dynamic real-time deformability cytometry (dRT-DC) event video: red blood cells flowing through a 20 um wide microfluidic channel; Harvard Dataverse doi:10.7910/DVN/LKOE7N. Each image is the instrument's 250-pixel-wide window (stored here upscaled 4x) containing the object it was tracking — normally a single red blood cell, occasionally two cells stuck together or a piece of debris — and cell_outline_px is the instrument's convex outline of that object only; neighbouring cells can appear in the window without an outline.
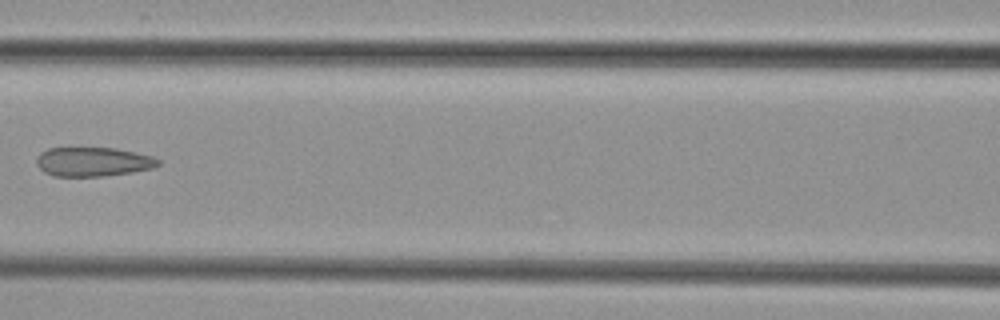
{"species": "common noctule bat (a hibernating species)", "species_latin": "Nyctalus noctula", "temperature_condition": "cold", "stored_images_in_passage": 7, "camera_frame_rate_fps": 3000, "um_per_image_px": 0.085, "animal": {"sex": "female", "body_mass_g": 29.2, "forearm_length_mm": 56.3}, "frame": {"image": 1, "passage_image": 7, "time_ms": 7.333, "image_size_px": [1000, 320], "cell_outline_px": [[160, 164], [152, 168], [132, 172], [104, 176], [52, 176], [44, 172], [36, 164], [36, 156], [40, 152], [48, 148], [116, 148], [136, 152], [152, 156], [160, 160]], "centroid_in_image_um": [7.89, 13.75], "position_along_channel_um": 158.7, "area_um2": 20.81}}